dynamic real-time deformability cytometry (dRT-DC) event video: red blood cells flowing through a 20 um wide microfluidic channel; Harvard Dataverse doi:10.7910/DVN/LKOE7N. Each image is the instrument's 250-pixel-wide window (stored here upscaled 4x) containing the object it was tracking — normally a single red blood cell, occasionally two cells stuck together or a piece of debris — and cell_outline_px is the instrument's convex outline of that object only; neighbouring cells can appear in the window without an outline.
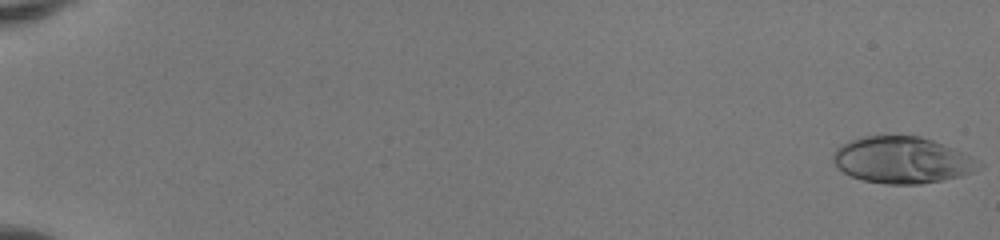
{"species": "human", "species_latin": "Homo sapiens", "temperature_condition": "room temperature", "stored_images_in_passage": 52, "camera_frame_rate_fps": 3000, "um_per_image_px": 0.085, "donor": {"sex": "female"}, "frame": {"image": 1, "passage_image": 1, "time_ms": 0.0, "image_size_px": [1000, 240], "cell_outline_px": [[984, 164], [980, 168], [972, 172], [960, 176], [920, 184], [884, 184], [864, 180], [852, 176], [844, 172], [832, 160], [832, 156], [836, 148], [840, 144], [848, 140], [864, 136], [884, 132], [920, 136], [932, 140], [972, 156], [980, 160]], "centroid_in_image_um": [76.66, 13.56], "position_along_channel_um": 8.3, "area_um2": 40.23}}
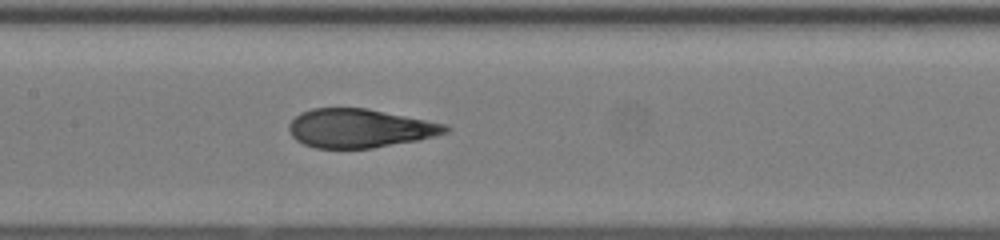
{"frame": {"image": 2, "passage_image": 28, "time_ms": 9.0, "image_size_px": [1000, 240], "cell_outline_px": [[452, 128], [448, 132], [436, 136], [420, 140], [372, 148], [316, 148], [304, 144], [296, 140], [292, 136], [288, 128], [288, 124], [300, 112], [312, 108], [368, 108], [444, 124]], "centroid_in_image_um": [30.57, 10.9], "position_along_channel_um": 176.8, "area_um2": 35.37}}
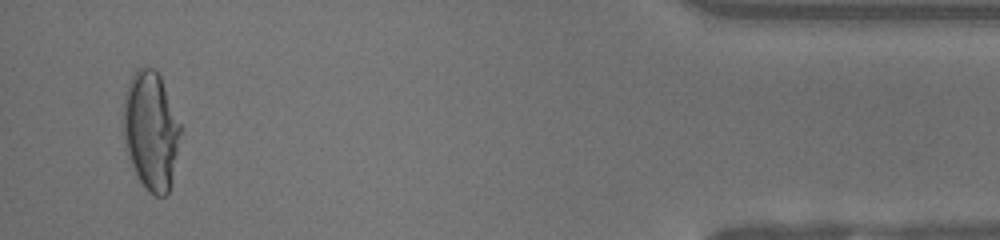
{"frame": {"image": 3, "passage_image": 50, "time_ms": 16.333, "image_size_px": [1000, 240], "cell_outline_px": [[184, 132], [172, 180], [168, 192], [164, 196], [156, 196], [148, 192], [144, 188], [132, 164], [128, 152], [124, 136], [124, 96], [128, 84], [136, 68], [152, 68], [160, 76]], "centroid_in_image_um": [12.88, 11.13], "position_along_channel_um": 422.3, "area_um2": 39.48}, "authors_computed_cell_mechanics": {"area_um2": 36.9631, "velocity_mm_per_s": 4.1684, "shape_relaxation_time_tau1_ms": 6.811, "shape_relaxation_time_tau2_ms": null, "deformation_change_tau1": 0.3089, "deformation_change_tau2": null}}